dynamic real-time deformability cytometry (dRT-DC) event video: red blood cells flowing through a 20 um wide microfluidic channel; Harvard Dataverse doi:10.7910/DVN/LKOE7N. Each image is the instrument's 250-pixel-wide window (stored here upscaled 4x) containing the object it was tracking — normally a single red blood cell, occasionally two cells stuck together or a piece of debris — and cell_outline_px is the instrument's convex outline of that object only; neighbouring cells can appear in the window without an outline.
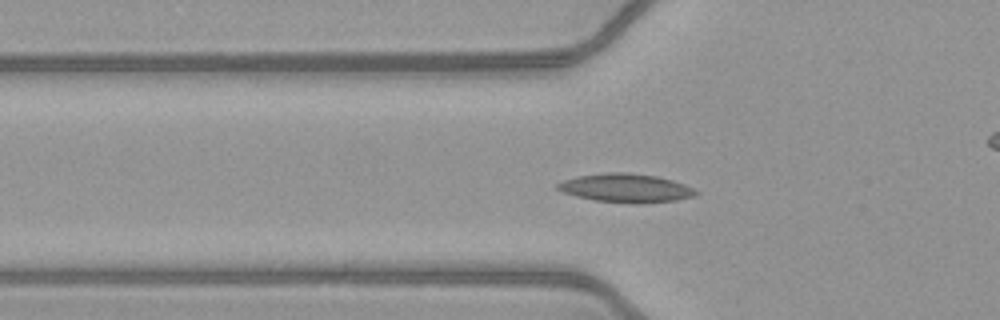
{"species": "common noctule bat (a hibernating species)", "species_latin": "Nyctalus noctula", "temperature_condition": "warm", "stored_images_in_passage": 35, "camera_frame_rate_fps": 3000, "um_per_image_px": 0.085, "animal": {"sex": "female", "body_mass_g": 21.9}, "frame": {"image": 1, "passage_image": 10, "time_ms": 3.0, "image_size_px": [1000, 320], "cell_outline_px": [[700, 192], [692, 196], [676, 200], [640, 204], [632, 204], [596, 200], [576, 196], [564, 192], [556, 188], [556, 184], [564, 180], [580, 176], [608, 172], [628, 172], [656, 176], [672, 180], [684, 184]], "centroid_in_image_um": [53.21, 15.99], "position_along_channel_um": 72.6, "area_um2": 22.95}}
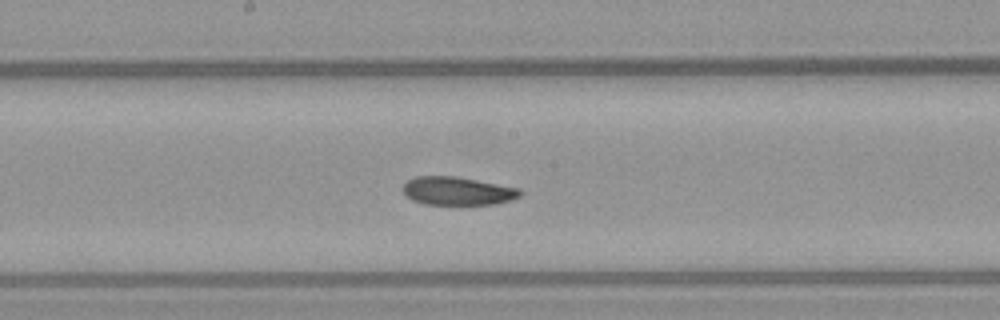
{"frame": {"image": 2, "passage_image": 20, "time_ms": 6.333, "image_size_px": [1000, 320], "cell_outline_px": [[524, 192], [520, 196], [496, 204], [424, 204], [412, 200], [400, 188], [408, 180], [416, 176], [456, 176], [520, 188]], "centroid_in_image_um": [38.88, 16.22], "position_along_channel_um": 209.3, "area_um2": 19.31}}
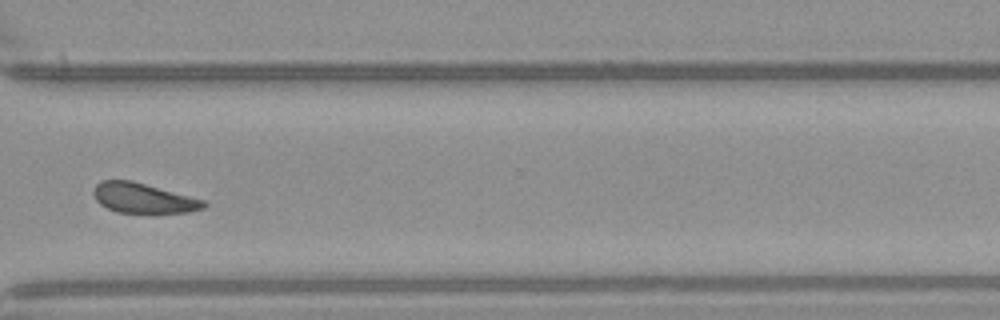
{"frame": {"image": 3, "passage_image": 31, "time_ms": 10.0, "image_size_px": [1000, 320], "cell_outline_px": [[208, 204], [204, 208], [188, 212], [156, 216], [152, 216], [116, 212], [100, 204], [96, 200], [92, 192], [96, 184], [100, 180], [132, 180], [204, 200]], "centroid_in_image_um": [12.19, 16.9], "position_along_channel_um": 358.4, "area_um2": 20.17}, "authors_computed_cell_mechanics": {"area_um2": 20.3456, "velocity_mm_per_s": 4.0775, "shape_relaxation_time_tau1_ms": null, "shape_relaxation_time_tau2_ms": 7.1012, "deformation_change_tau1": null, "deformation_change_tau2": 0.1531}}